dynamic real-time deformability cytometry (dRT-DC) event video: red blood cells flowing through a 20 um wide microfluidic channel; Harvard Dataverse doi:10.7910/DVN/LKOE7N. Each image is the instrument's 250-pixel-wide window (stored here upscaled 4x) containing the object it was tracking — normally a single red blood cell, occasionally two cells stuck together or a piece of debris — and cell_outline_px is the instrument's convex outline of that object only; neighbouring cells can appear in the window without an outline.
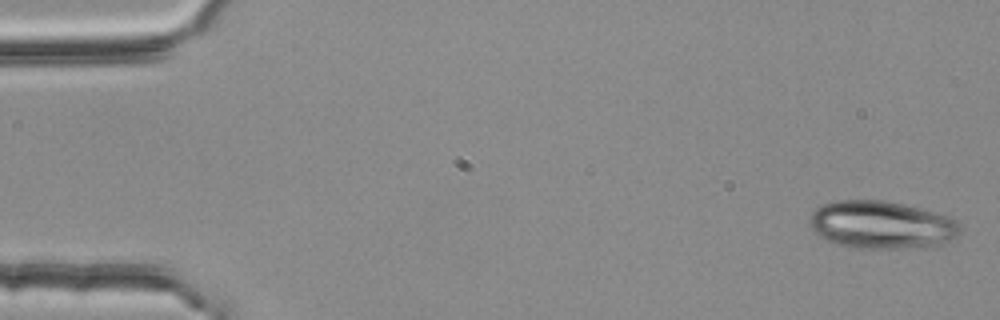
{"species": "common noctule bat (a hibernating species)", "species_latin": "Nyctalus noctula", "temperature_condition": "room temperature", "stored_images_in_passage": 4, "camera_frame_rate_fps": 3000, "um_per_image_px": 0.085, "animal": {"sex": "female", "body_mass_g": 25.1}, "frame": {"image": 1, "passage_image": 1, "time_ms": 0.0, "image_size_px": [1000, 320], "cell_outline_px": [[964, 228], [948, 244], [936, 248], [860, 248], [836, 244], [812, 232], [808, 224], [808, 220], [812, 212], [816, 208], [824, 204], [840, 200], [884, 200], [904, 204], [920, 208], [956, 220]], "centroid_in_image_um": [74.97, 19.14], "position_along_channel_um": 10.0, "area_um2": 42.54}}